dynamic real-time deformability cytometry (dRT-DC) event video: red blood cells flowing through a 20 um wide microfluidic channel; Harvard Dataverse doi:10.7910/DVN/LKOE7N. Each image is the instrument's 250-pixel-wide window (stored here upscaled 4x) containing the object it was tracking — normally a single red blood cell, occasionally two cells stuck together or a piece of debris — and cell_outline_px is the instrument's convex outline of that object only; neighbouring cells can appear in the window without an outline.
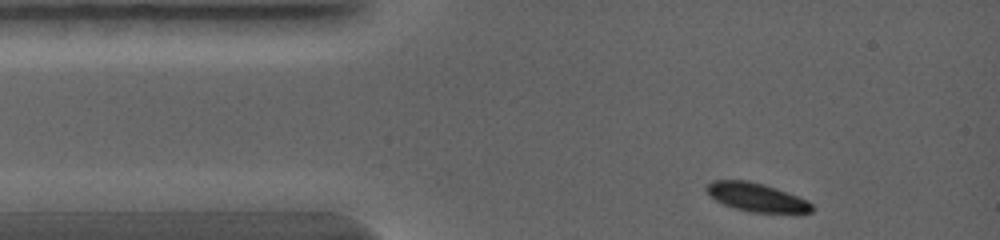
{"species": "common noctule bat (a hibernating species)", "species_latin": "Nyctalus noctula", "temperature_condition": "warm", "stored_images_in_passage": 15, "camera_frame_rate_fps": 5000, "um_per_image_px": 0.085, "animal": {"sex": "female", "body_mass_g": 19.0, "forearm_length_mm": 56.7}, "frame": {"image": 1, "passage_image": 1, "time_ms": 0.0, "image_size_px": [1000, 240], "cell_outline_px": [[812, 212], [800, 216], [796, 216], [752, 212], [736, 208], [724, 204], [716, 200], [704, 188], [712, 180], [748, 180], [764, 184], [776, 188], [808, 200], [812, 204]], "centroid_in_image_um": [64.42, 16.82], "position_along_channel_um": 20.6, "area_um2": 18.15}}
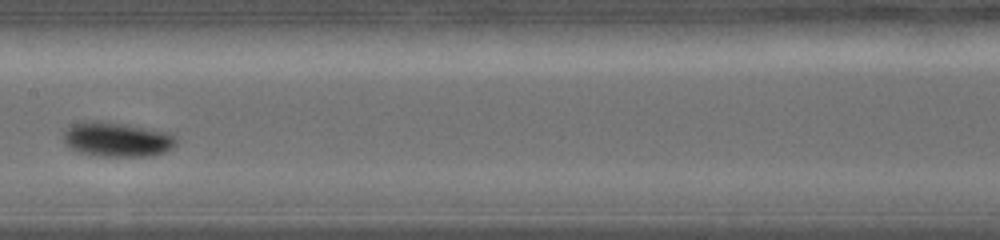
{"frame": {"image": 2, "passage_image": 8, "time_ms": 3.4, "image_size_px": [1000, 240], "cell_outline_px": [[176, 144], [172, 148], [164, 152], [152, 156], [104, 156], [76, 152], [64, 144], [64, 132], [72, 124], [88, 120], [104, 120], [168, 132], [176, 136]], "centroid_in_image_um": [9.93, 11.84], "position_along_channel_um": 197.5, "area_um2": 22.95}}
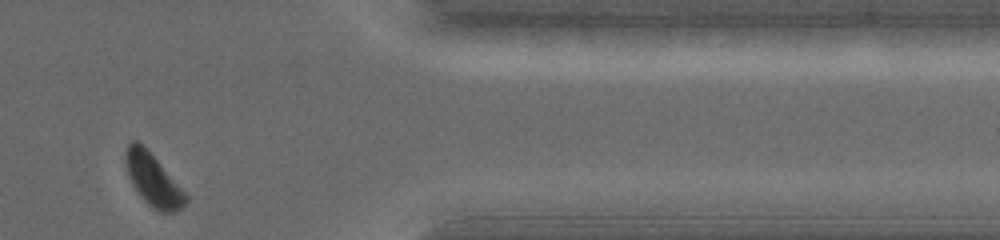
{"frame": {"image": 3, "passage_image": 15, "time_ms": 6.8, "image_size_px": [1000, 240], "cell_outline_px": [[188, 200], [176, 212], [160, 212], [152, 208], [144, 200], [132, 184], [128, 176], [124, 160], [124, 152], [128, 144], [132, 140], [136, 140], [156, 160], [188, 196]], "centroid_in_image_um": [12.97, 15.31], "position_along_channel_um": 398.4, "area_um2": 17.74}}